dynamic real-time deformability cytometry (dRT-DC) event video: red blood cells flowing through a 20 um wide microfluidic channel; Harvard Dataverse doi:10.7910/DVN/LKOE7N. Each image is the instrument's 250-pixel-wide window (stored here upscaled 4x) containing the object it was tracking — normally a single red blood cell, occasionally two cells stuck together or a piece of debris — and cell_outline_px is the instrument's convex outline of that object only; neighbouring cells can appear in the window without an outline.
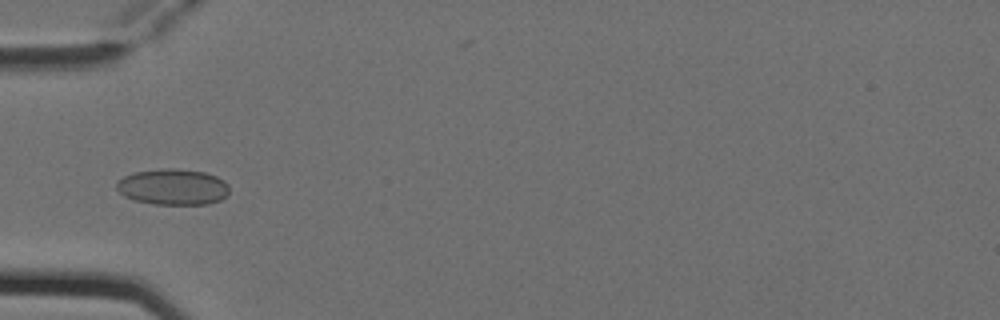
{"species": "Egyptian fruit bat (a non-hibernating species)", "species_latin": "Rousettus aegyptiacus", "temperature_condition": "cold", "stored_images_in_passage": 3, "camera_frame_rate_fps": 3000, "um_per_image_px": 0.085, "animal": {"sex": "female"}, "frame": {"image": 1, "passage_image": 2, "time_ms": 0.333, "image_size_px": [1000, 320], "cell_outline_px": [[228, 192], [220, 200], [208, 204], [152, 204], [136, 200], [124, 196], [116, 188], [116, 180], [124, 176], [136, 172], [164, 168], [176, 168], [204, 172], [216, 176], [224, 180], [228, 184]], "centroid_in_image_um": [14.68, 15.88], "position_along_channel_um": 70.3, "area_um2": 23.64}}